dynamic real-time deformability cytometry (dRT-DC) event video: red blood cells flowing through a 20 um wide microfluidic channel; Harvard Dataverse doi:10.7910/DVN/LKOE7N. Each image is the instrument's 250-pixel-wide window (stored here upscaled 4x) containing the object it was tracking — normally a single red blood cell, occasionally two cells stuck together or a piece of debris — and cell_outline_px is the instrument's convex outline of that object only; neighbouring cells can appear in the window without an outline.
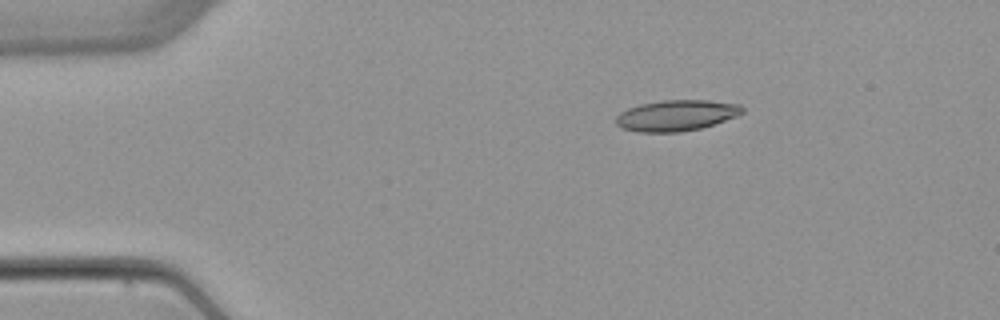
{"species": "common noctule bat (a hibernating species)", "species_latin": "Nyctalus noctula", "temperature_condition": "warm", "stored_images_in_passage": 7, "camera_frame_rate_fps": 3000, "um_per_image_px": 0.085, "animal": {"sex": "female", "body_mass_g": 22.7, "forearm_length_mm": 54.2}, "frame": {"image": 1, "passage_image": 2, "time_ms": 2.0, "image_size_px": [1000, 320], "cell_outline_px": [[744, 112], [736, 116], [700, 128], [680, 132], [636, 132], [624, 128], [616, 124], [616, 116], [620, 112], [628, 108], [640, 104], [664, 100], [708, 100], [740, 104], [744, 108]], "centroid_in_image_um": [57.48, 9.8], "position_along_channel_um": 27.5, "area_um2": 22.66}}
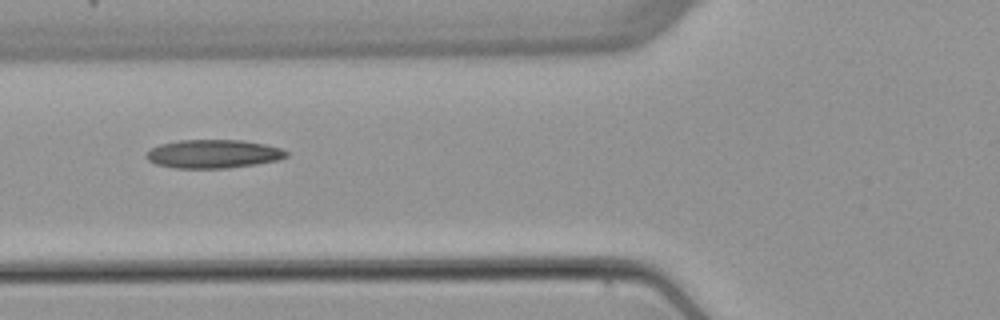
{"frame": {"image": 2, "passage_image": 5, "time_ms": 5.667, "image_size_px": [1000, 320], "cell_outline_px": [[288, 156], [276, 160], [256, 164], [224, 168], [176, 168], [156, 164], [148, 160], [144, 156], [152, 148], [160, 144], [180, 140], [240, 140], [264, 144], [280, 148], [288, 152]], "centroid_in_image_um": [18.11, 13.08], "position_along_channel_um": 107.7, "area_um2": 23.06}}
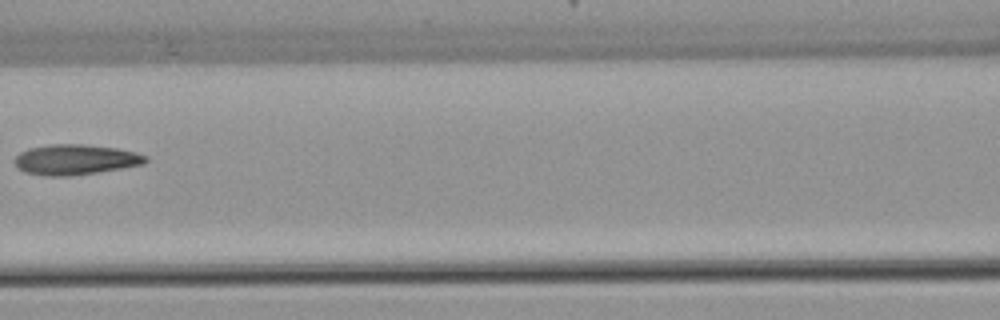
{"frame": {"image": 3, "passage_image": 6, "time_ms": 7.0, "image_size_px": [1000, 320], "cell_outline_px": [[148, 160], [144, 164], [72, 176], [44, 176], [24, 172], [16, 168], [16, 156], [20, 152], [28, 148], [48, 144], [84, 144], [116, 148], [136, 152], [148, 156]], "centroid_in_image_um": [6.39, 13.56], "position_along_channel_um": 160.2, "area_um2": 23.24}}